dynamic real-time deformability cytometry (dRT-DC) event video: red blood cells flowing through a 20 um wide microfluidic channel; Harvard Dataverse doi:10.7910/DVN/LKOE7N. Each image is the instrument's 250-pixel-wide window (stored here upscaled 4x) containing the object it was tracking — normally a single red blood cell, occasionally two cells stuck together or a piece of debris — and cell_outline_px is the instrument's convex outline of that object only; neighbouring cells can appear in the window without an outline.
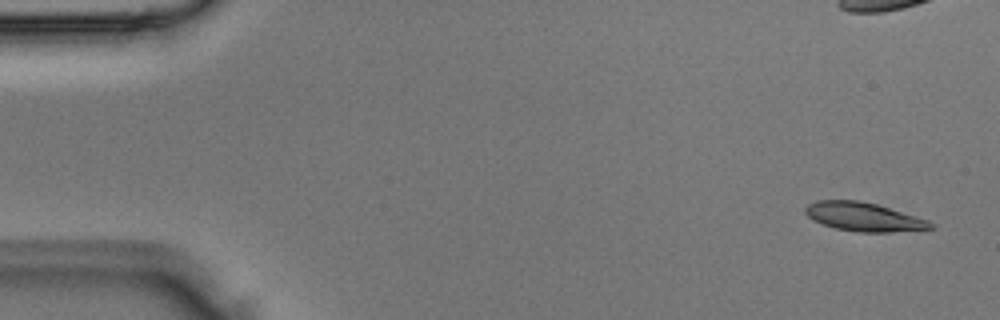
{"species": "Egyptian fruit bat (a non-hibernating species)", "species_latin": "Rousettus aegyptiacus", "temperature_condition": "room temperature", "stored_images_in_passage": 3, "camera_frame_rate_fps": 3000, "um_per_image_px": 0.085, "animal": {"sex": "male"}, "frame": {"image": 1, "passage_image": 1, "time_ms": 0.0, "image_size_px": [1000, 320], "cell_outline_px": [[936, 228], [888, 232], [860, 232], [836, 228], [812, 220], [804, 212], [804, 208], [808, 204], [816, 200], [860, 200], [876, 204], [928, 220], [936, 224]], "centroid_in_image_um": [73.41, 18.43], "position_along_channel_um": 11.6, "area_um2": 20.87}}